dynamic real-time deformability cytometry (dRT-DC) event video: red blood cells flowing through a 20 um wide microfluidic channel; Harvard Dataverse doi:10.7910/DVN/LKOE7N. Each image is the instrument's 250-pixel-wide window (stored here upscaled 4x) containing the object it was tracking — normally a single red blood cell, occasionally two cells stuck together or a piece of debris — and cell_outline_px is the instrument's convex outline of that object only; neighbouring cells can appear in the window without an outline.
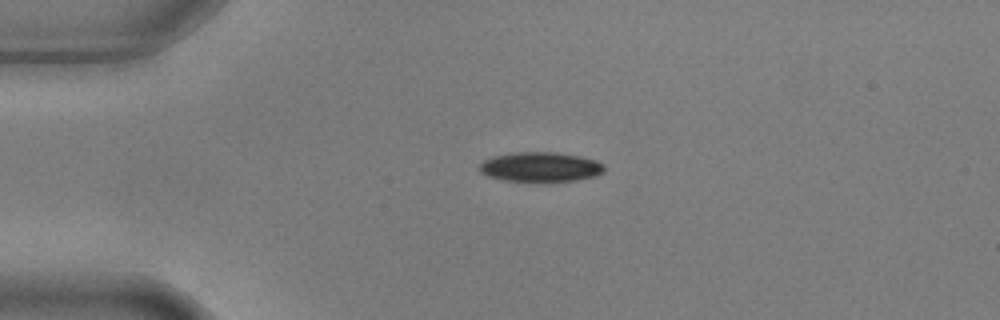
{"species": "common noctule bat (a hibernating species)", "species_latin": "Nyctalus noctula", "temperature_condition": "warm", "stored_images_in_passage": 3, "camera_frame_rate_fps": 3000, "um_per_image_px": 0.085, "animal": {"sex": "male", "body_mass_g": 17.9, "forearm_length_mm": 54.2}, "frame": {"image": 1, "passage_image": 1, "time_ms": 0.0, "image_size_px": [1000, 320], "cell_outline_px": [[604, 172], [596, 176], [576, 180], [544, 184], [504, 180], [488, 176], [480, 172], [480, 164], [484, 160], [492, 156], [516, 152], [556, 152], [580, 156], [596, 160], [604, 164]], "centroid_in_image_um": [45.96, 14.22], "position_along_channel_um": 39.0, "area_um2": 22.31}}
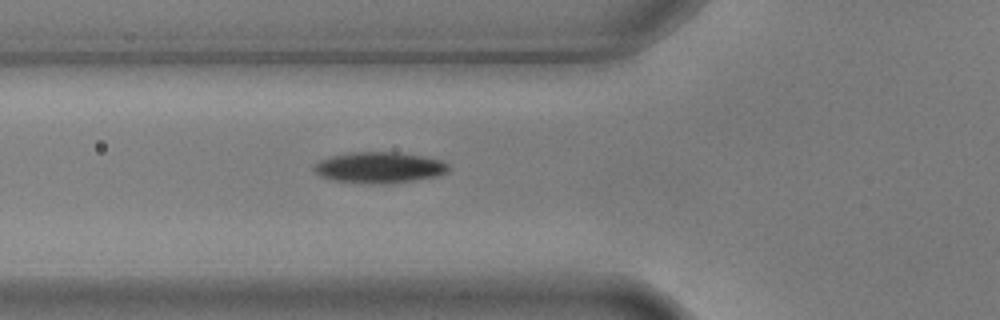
{"frame": {"image": 2, "passage_image": 3, "time_ms": 0.667, "image_size_px": [1000, 320], "cell_outline_px": [[452, 168], [448, 172], [440, 176], [416, 180], [388, 184], [372, 184], [332, 180], [320, 176], [312, 168], [320, 160], [332, 156], [352, 152], [396, 152], [424, 156], [440, 160], [448, 164]], "centroid_in_image_um": [32.3, 14.25], "position_along_channel_um": 93.5, "area_um2": 24.57}}